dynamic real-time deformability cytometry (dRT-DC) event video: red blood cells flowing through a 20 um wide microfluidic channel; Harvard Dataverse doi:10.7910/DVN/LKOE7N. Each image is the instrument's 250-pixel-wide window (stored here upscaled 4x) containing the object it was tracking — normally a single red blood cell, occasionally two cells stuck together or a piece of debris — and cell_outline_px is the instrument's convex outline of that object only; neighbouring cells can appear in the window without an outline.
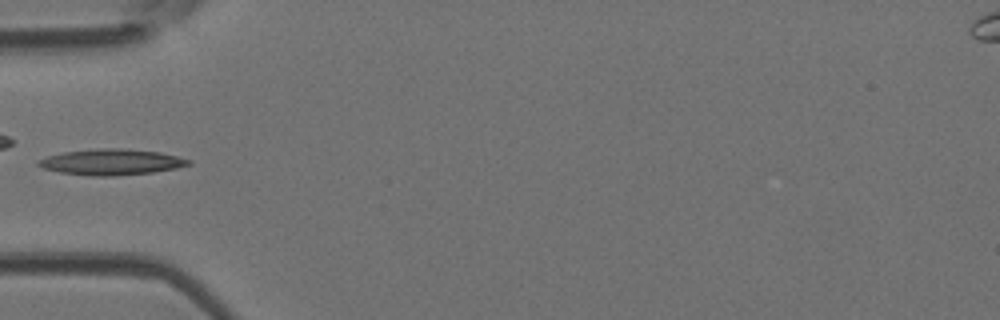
{"species": "Egyptian fruit bat (a non-hibernating species)", "species_latin": "Rousettus aegyptiacus", "temperature_condition": "room temperature", "stored_images_in_passage": 5, "camera_frame_rate_fps": 3000, "um_per_image_px": 0.085, "animal": {"sex": "female"}, "frame": {"image": 1, "passage_image": 5, "time_ms": 1.333, "image_size_px": [1000, 320], "cell_outline_px": [[192, 164], [176, 168], [152, 172], [112, 176], [88, 176], [60, 172], [44, 168], [36, 164], [40, 160], [48, 156], [64, 152], [100, 148], [120, 148], [160, 152], [192, 160]], "centroid_in_image_um": [9.5, 13.77], "position_along_channel_um": 75.5, "area_um2": 22.48}}